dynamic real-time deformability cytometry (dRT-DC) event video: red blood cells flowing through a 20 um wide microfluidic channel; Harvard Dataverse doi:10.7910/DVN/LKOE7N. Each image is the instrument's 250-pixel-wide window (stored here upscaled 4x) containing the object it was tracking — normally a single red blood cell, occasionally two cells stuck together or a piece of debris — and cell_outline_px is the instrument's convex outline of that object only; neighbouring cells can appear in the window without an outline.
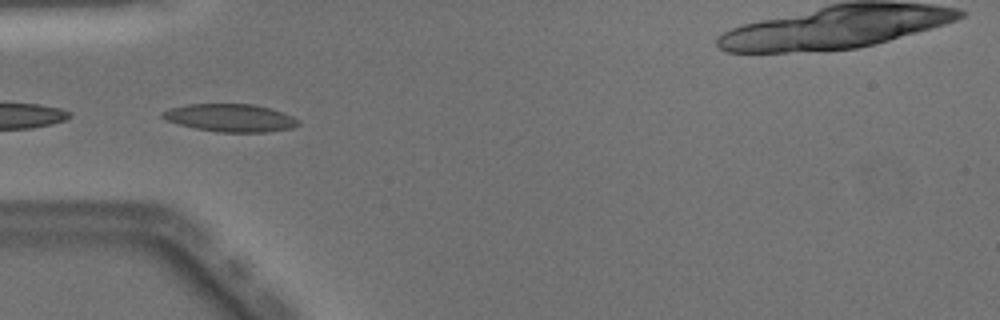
{"species": "Egyptian fruit bat (a non-hibernating species)", "species_latin": "Rousettus aegyptiacus", "temperature_condition": "warm", "stored_images_in_passage": 19, "camera_frame_rate_fps": 3000, "um_per_image_px": 0.085, "animal": {"sex": "male"}, "frame": {"image": 1, "passage_image": 16, "time_ms": 5.0, "image_size_px": [1000, 320], "cell_outline_px": [[300, 124], [292, 128], [268, 132], [220, 132], [196, 128], [164, 120], [160, 116], [160, 112], [168, 108], [188, 104], [252, 104], [268, 108], [292, 116], [300, 120]], "centroid_in_image_um": [19.54, 10.02], "position_along_channel_um": 65.5, "area_um2": 21.96}}